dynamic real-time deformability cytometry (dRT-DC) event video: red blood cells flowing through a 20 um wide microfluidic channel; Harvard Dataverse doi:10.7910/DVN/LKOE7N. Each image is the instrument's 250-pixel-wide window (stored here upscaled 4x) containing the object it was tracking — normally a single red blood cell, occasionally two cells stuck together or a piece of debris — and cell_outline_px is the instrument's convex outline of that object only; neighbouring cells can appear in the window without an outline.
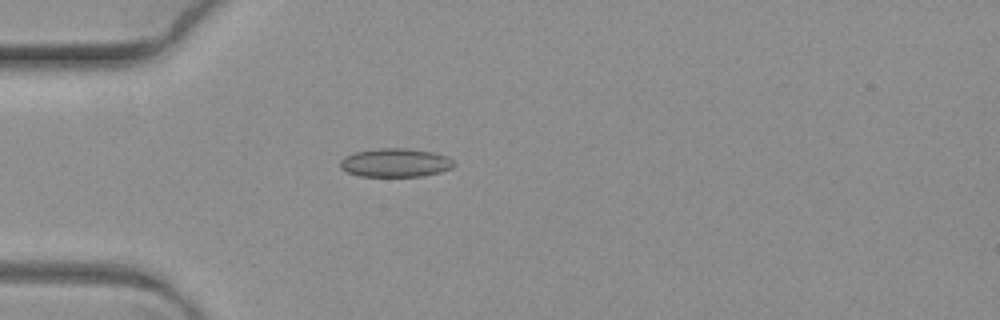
{"species": "common noctule bat (a hibernating species)", "species_latin": "Nyctalus noctula", "temperature_condition": "warm", "stored_images_in_passage": 7, "camera_frame_rate_fps": 3000, "um_per_image_px": 0.085, "animal": {"sex": "female", "body_mass_g": 19.3, "forearm_length_mm": 54.1}, "frame": {"image": 1, "passage_image": 5, "time_ms": 1.333, "image_size_px": [1000, 320], "cell_outline_px": [[456, 164], [452, 168], [440, 172], [424, 176], [360, 176], [348, 172], [340, 168], [340, 160], [344, 156], [356, 152], [376, 148], [408, 148], [432, 152], [448, 156]], "centroid_in_image_um": [33.62, 13.82], "position_along_channel_um": 51.4, "area_um2": 19.07}}
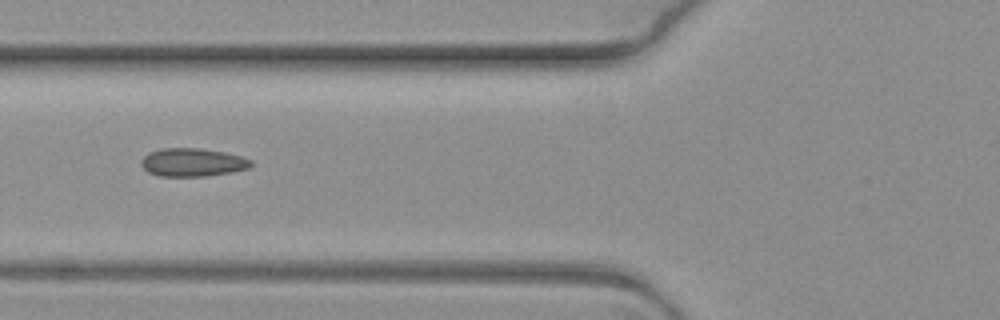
{"frame": {"image": 2, "passage_image": 7, "time_ms": 2.0, "image_size_px": [1000, 320], "cell_outline_px": [[252, 164], [248, 168], [232, 172], [208, 176], [160, 176], [148, 172], [140, 164], [140, 160], [148, 152], [160, 148], [196, 148], [224, 152], [240, 156], [252, 160]], "centroid_in_image_um": [16.33, 13.8], "position_along_channel_um": 109.5, "area_um2": 18.09}}